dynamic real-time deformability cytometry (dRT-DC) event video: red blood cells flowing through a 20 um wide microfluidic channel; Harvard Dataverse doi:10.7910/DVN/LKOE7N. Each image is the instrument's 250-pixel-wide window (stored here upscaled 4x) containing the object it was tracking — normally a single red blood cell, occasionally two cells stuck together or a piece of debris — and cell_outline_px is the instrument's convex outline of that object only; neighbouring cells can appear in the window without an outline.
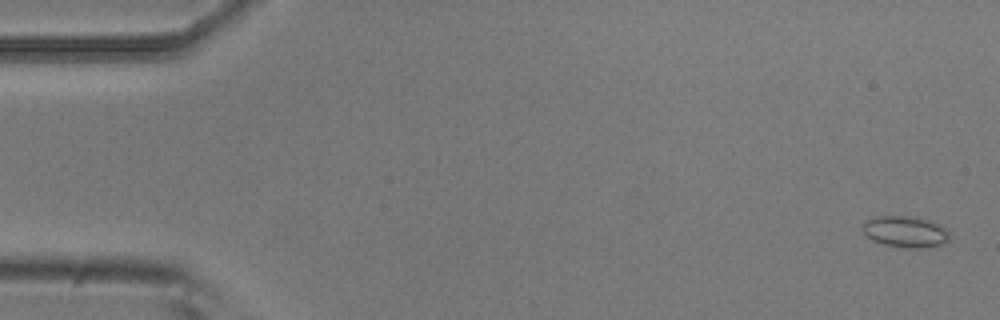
{"species": "common noctule bat (a hibernating species)", "species_latin": "Nyctalus noctula", "temperature_condition": "room temperature", "stored_images_in_passage": 2, "camera_frame_rate_fps": 3000, "um_per_image_px": 0.085, "animal": {"sex": "male", "body_mass_g": 20.5, "forearm_length_mm": 52.5}, "frame": {"image": 1, "passage_image": 1, "time_ms": 0.0, "image_size_px": [1000, 320], "cell_outline_px": [[948, 240], [940, 244], [928, 248], [904, 248], [884, 244], [872, 240], [864, 236], [860, 228], [864, 220], [872, 216], [916, 216], [928, 220], [944, 228], [948, 232]], "centroid_in_image_um": [76.85, 19.69], "position_along_channel_um": 8.2, "area_um2": 16.13}}